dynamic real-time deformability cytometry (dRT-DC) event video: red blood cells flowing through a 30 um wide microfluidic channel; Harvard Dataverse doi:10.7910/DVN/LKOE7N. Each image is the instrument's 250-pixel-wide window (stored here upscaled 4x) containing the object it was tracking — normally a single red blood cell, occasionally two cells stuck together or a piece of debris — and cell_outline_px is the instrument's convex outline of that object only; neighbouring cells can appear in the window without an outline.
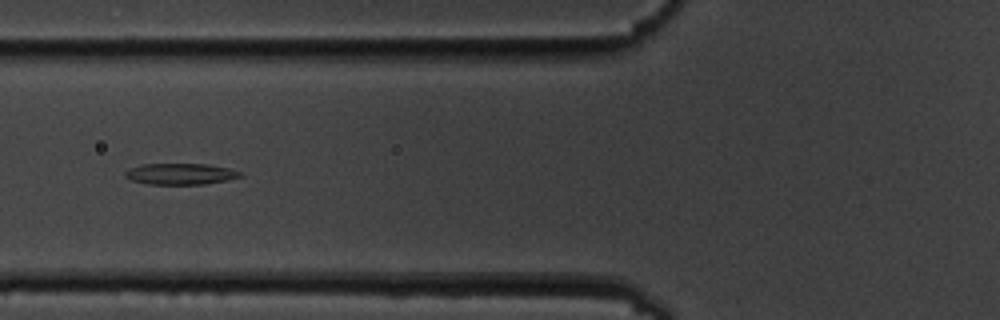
{"species": "common noctule bat (a hibernating species)", "species_latin": "Nyctalus noctula", "temperature_condition": "cold", "stored_images_in_passage": 15, "camera_frame_rate_fps": 3000, "um_per_image_px": 0.085, "animal": {"sex": "male", "body_mass_g": 19.5, "forearm_length_mm": 54.6}, "frame": {"image": 1, "passage_image": 5, "time_ms": 5.333, "image_size_px": [1000, 320], "cell_outline_px": [[244, 176], [228, 180], [204, 184], [148, 184], [132, 180], [124, 176], [124, 172], [128, 168], [140, 164], [208, 164], [228, 168], [244, 172]], "centroid_in_image_um": [15.36, 14.78], "position_along_channel_um": 110.4, "area_um2": 14.39}}
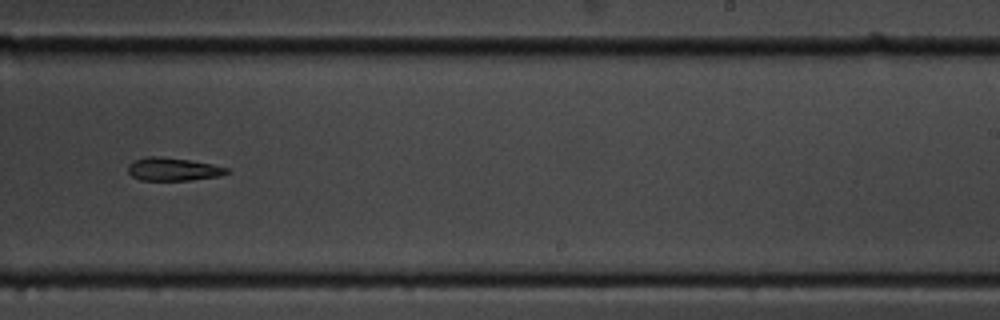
{"frame": {"image": 2, "passage_image": 9, "time_ms": 10.0, "image_size_px": [1000, 320], "cell_outline_px": [[232, 172], [220, 176], [192, 180], [140, 180], [132, 176], [128, 172], [128, 164], [132, 160], [148, 156], [160, 156], [188, 160], [212, 164], [228, 168]], "centroid_in_image_um": [14.71, 14.38], "position_along_channel_um": 274.3, "area_um2": 13.41}}
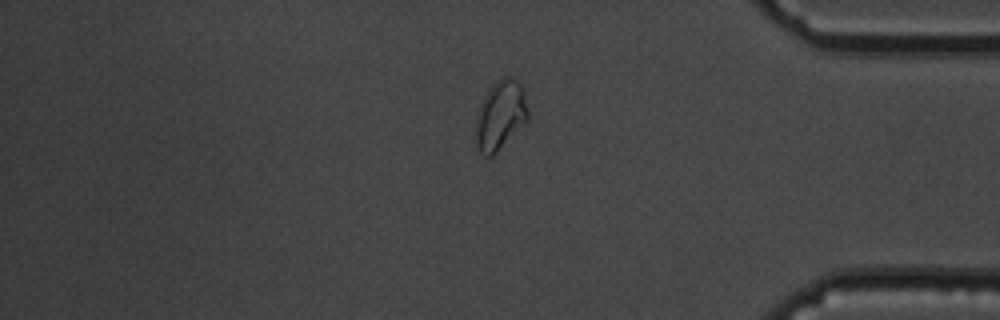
{"frame": {"image": 3, "passage_image": 15, "time_ms": 18.0, "image_size_px": [1000, 320], "cell_outline_px": [[528, 120], [492, 156], [484, 156], [476, 148], [476, 128], [480, 112], [484, 100], [492, 84], [496, 80], [504, 76], [508, 76], [516, 80], [524, 88], [528, 112]], "centroid_in_image_um": [42.57, 9.79], "position_along_channel_um": 392.6, "area_um2": 20.52}, "authors_computed_cell_mechanics": {"area_um2": 14.6812, "velocity_mm_per_s": 3.5264, "shape_relaxation_time_tau1_ms": 3.896, "shape_relaxation_time_tau2_ms": null, "deformation_change_tau1": 0.1011, "deformation_change_tau2": null}}